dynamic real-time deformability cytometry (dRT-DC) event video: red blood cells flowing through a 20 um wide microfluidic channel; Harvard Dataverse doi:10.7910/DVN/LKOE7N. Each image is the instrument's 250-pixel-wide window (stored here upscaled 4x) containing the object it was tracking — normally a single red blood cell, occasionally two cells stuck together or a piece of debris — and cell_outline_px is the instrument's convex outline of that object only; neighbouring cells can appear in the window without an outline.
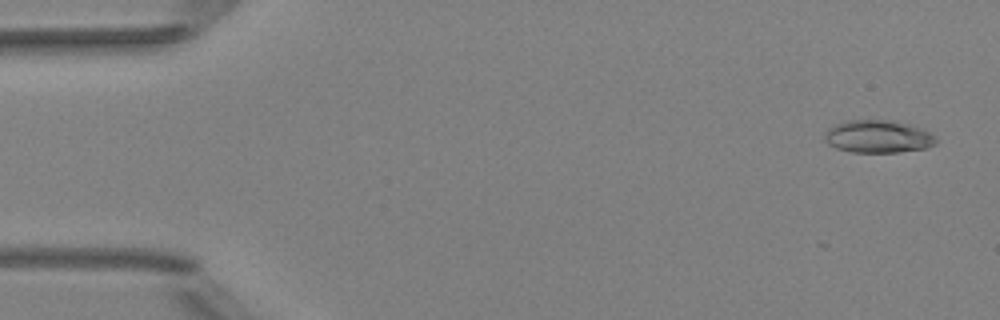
{"species": "Egyptian fruit bat (a non-hibernating species)", "species_latin": "Rousettus aegyptiacus", "temperature_condition": "room temperature", "stored_images_in_passage": 4, "camera_frame_rate_fps": 3000, "um_per_image_px": 0.085, "animal": {"sex": "female"}, "frame": {"image": 1, "passage_image": 1, "time_ms": 0.0, "image_size_px": [1000, 320], "cell_outline_px": [[936, 144], [928, 148], [900, 152], [852, 152], [836, 148], [828, 144], [824, 140], [824, 132], [828, 128], [844, 120], [892, 120], [924, 128], [936, 136]], "centroid_in_image_um": [74.65, 11.6], "position_along_channel_um": 10.4, "area_um2": 21.56}}
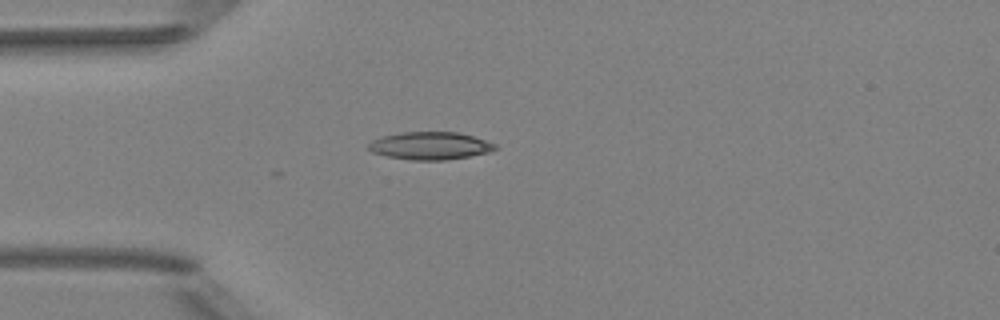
{"frame": {"image": 2, "passage_image": 4, "time_ms": 1.0, "image_size_px": [1000, 320], "cell_outline_px": [[496, 148], [488, 152], [468, 156], [444, 160], [412, 160], [388, 156], [372, 152], [368, 148], [368, 144], [372, 140], [380, 136], [400, 132], [460, 132], [496, 144]], "centroid_in_image_um": [36.52, 12.38], "position_along_channel_um": 48.5, "area_um2": 20.29}}